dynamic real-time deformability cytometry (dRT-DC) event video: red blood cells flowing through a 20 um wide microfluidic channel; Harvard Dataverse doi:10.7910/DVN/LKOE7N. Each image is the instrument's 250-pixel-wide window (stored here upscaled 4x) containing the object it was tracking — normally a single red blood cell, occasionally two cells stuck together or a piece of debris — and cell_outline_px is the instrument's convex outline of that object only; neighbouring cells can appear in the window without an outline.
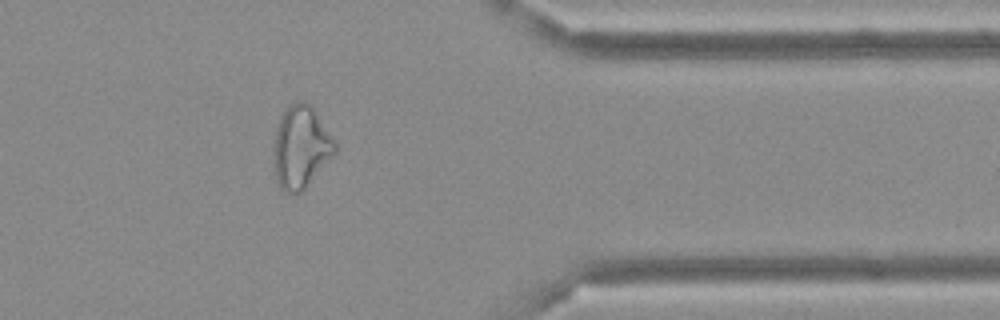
{"species": "Egyptian fruit bat (a non-hibernating species)", "species_latin": "Rousettus aegyptiacus", "temperature_condition": "cold", "stored_images_in_passage": 33, "camera_frame_rate_fps": 3000, "um_per_image_px": 0.085, "frame": {"image": 1, "passage_image": 24, "time_ms": 7.667, "image_size_px": [1000, 320], "cell_outline_px": [[336, 152], [308, 184], [300, 192], [284, 192], [280, 188], [276, 180], [276, 128], [280, 116], [288, 104], [296, 100], [304, 100], [316, 112], [336, 140]], "centroid_in_image_um": [25.61, 12.45], "position_along_channel_um": 385.8, "area_um2": 28.9}}